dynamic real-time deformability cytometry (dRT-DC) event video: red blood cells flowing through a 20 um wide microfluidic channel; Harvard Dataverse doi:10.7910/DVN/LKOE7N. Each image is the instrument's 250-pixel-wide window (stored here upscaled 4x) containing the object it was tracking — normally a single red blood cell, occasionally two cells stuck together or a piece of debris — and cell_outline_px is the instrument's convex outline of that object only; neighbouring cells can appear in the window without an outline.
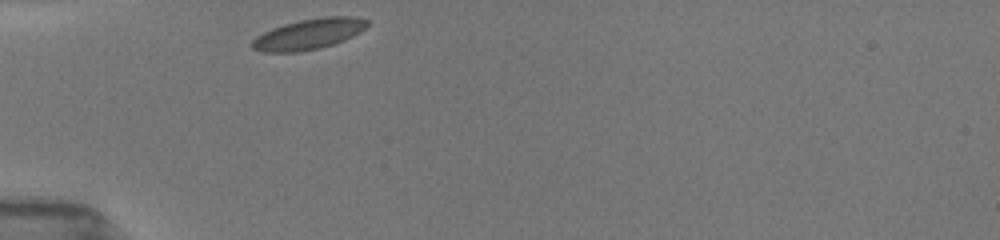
{"species": "common noctule bat (a hibernating species)", "species_latin": "Nyctalus noctula", "temperature_condition": "room temperature", "stored_images_in_passage": 12, "camera_frame_rate_fps": 3000, "um_per_image_px": 0.085, "animal": {"sex": "female", "body_mass_g": 19.5, "forearm_length_mm": 54.1}, "frame": {"image": 1, "passage_image": 1, "time_ms": 0.0, "image_size_px": [1000, 240], "cell_outline_px": [[368, 24], [360, 32], [344, 40], [320, 48], [300, 52], [260, 52], [252, 48], [252, 40], [256, 36], [272, 28], [284, 24], [300, 20], [324, 16], [352, 16], [368, 20]], "centroid_in_image_um": [26.22, 2.9], "position_along_channel_um": 58.8, "area_um2": 20.52}}
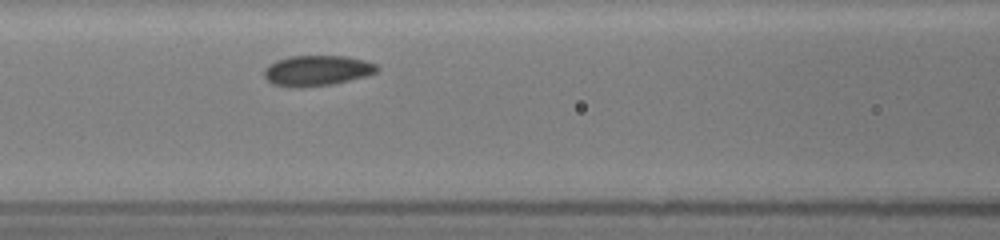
{"frame": {"image": 2, "passage_image": 7, "time_ms": 2.333, "image_size_px": [1000, 240], "cell_outline_px": [[380, 68], [376, 72], [368, 76], [332, 84], [300, 88], [292, 88], [272, 84], [264, 76], [264, 68], [268, 64], [276, 60], [288, 56], [344, 56], [364, 60], [376, 64]], "centroid_in_image_um": [26.92, 6.01], "position_along_channel_um": 139.7, "area_um2": 20.29}}
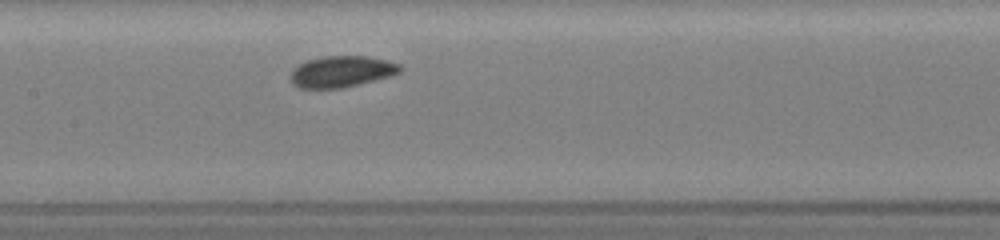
{"frame": {"image": 3, "passage_image": 10, "time_ms": 3.333, "image_size_px": [1000, 240], "cell_outline_px": [[404, 68], [400, 72], [392, 76], [344, 88], [300, 88], [292, 84], [288, 76], [292, 68], [308, 60], [324, 56], [364, 56], [388, 60], [400, 64]], "centroid_in_image_um": [29.04, 6.09], "position_along_channel_um": 178.4, "area_um2": 20.29}}